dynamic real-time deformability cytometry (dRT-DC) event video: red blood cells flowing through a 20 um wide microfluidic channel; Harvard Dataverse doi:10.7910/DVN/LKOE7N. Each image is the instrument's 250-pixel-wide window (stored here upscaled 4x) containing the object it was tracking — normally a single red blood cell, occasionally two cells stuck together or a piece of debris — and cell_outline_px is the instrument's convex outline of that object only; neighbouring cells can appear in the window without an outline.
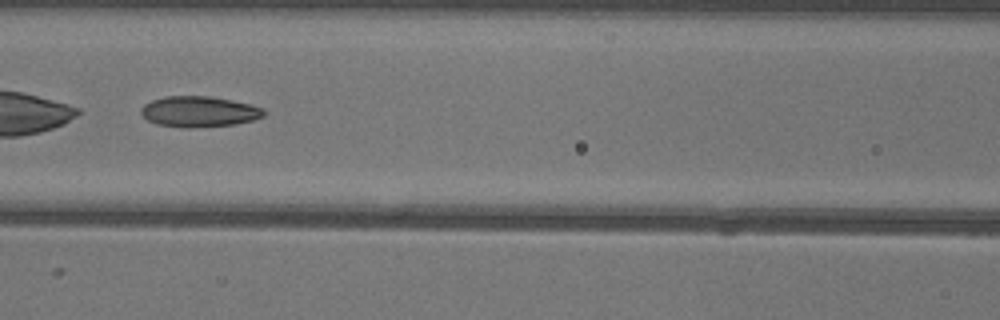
{"species": "common noctule bat (a hibernating species)", "species_latin": "Nyctalus noctula", "temperature_condition": "warm", "stored_images_in_passage": 40, "camera_frame_rate_fps": 3000, "um_per_image_px": 0.085, "animal": {"sex": "female"}, "frame": {"image": 1, "passage_image": 12, "time_ms": 3.667, "image_size_px": [1000, 320], "cell_outline_px": [[264, 116], [252, 120], [236, 124], [192, 128], [184, 128], [156, 124], [148, 120], [140, 112], [140, 108], [144, 104], [152, 100], [164, 96], [212, 96], [232, 100], [264, 108]], "centroid_in_image_um": [16.9, 9.49], "position_along_channel_um": 149.7, "area_um2": 22.08}}
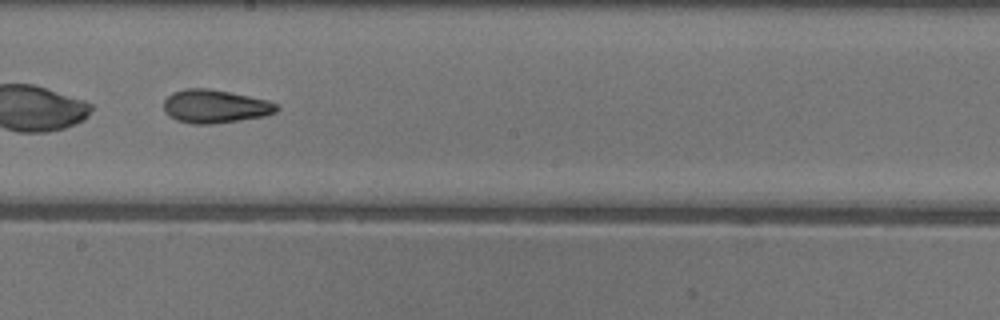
{"frame": {"image": 2, "passage_image": 18, "time_ms": 5.667, "image_size_px": [1000, 320], "cell_outline_px": [[280, 108], [276, 112], [264, 116], [240, 120], [212, 124], [192, 124], [176, 120], [168, 116], [164, 112], [164, 100], [172, 92], [184, 88], [208, 88], [268, 100], [276, 104]], "centroid_in_image_um": [18.25, 9.04], "position_along_channel_um": 230.0, "area_um2": 22.02}, "authors_computed_cell_mechanics": {"area_um2": 21.964, "velocity_mm_per_s": 4.0209, "shape_relaxation_time_tau1_ms": 10.3305, "shape_relaxation_time_tau2_ms": 2.753, "deformation_change_tau1": 0.2247, "deformation_change_tau2": 0.1063}}